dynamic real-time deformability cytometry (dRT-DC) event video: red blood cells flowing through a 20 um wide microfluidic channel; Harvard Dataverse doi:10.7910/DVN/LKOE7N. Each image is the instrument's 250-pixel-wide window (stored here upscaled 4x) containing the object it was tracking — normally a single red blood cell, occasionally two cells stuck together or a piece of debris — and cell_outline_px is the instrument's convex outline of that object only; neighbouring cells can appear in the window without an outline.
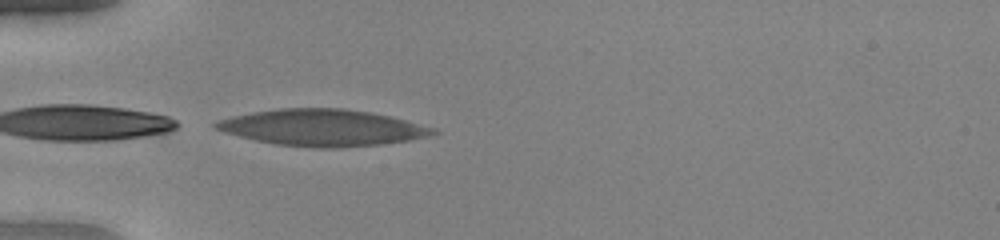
{"species": "human", "species_latin": "Homo sapiens", "temperature_condition": "warm", "stored_images_in_passage": 4, "camera_frame_rate_fps": 3000, "um_per_image_px": 0.085, "donor": {"sex": "female"}, "frame": {"image": 1, "passage_image": 4, "time_ms": 1.0, "image_size_px": [1000, 240], "cell_outline_px": [[440, 132], [428, 136], [408, 140], [380, 144], [340, 148], [316, 148], [276, 144], [256, 140], [224, 132], [216, 128], [212, 124], [220, 120], [232, 116], [252, 112], [280, 108], [344, 108], [372, 112], [392, 116], [436, 128]], "centroid_in_image_um": [27.45, 10.84], "position_along_channel_um": 57.5, "area_um2": 46.24}}